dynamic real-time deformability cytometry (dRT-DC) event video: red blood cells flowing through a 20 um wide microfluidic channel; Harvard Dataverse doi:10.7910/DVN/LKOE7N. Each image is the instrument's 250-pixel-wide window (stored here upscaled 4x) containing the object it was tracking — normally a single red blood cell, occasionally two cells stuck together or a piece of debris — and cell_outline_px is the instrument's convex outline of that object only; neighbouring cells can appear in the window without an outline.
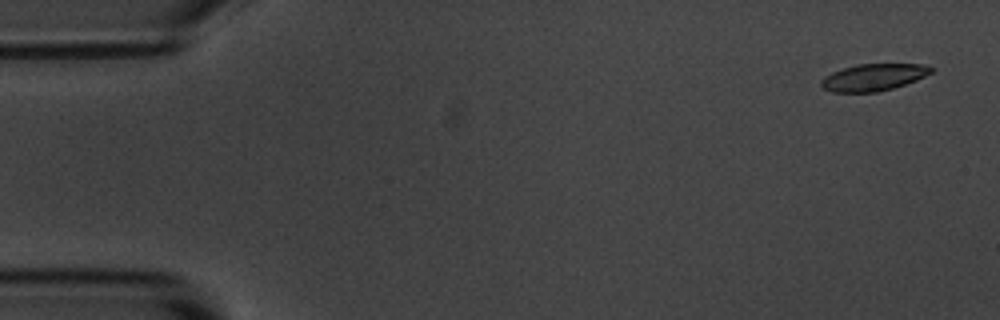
{"species": "common noctule bat (a hibernating species)", "species_latin": "Nyctalus noctula", "temperature_condition": "room temperature", "stored_images_in_passage": 7, "camera_frame_rate_fps": 3000, "um_per_image_px": 0.085, "animal": {"sex": "male", "body_mass_g": 20.1, "forearm_length_mm": 53.5}, "frame": {"image": 1, "passage_image": 1, "time_ms": 0.0, "image_size_px": [1000, 320], "cell_outline_px": [[932, 72], [916, 80], [892, 88], [876, 92], [832, 92], [824, 88], [820, 84], [820, 80], [824, 76], [832, 72], [856, 64], [928, 64], [932, 68]], "centroid_in_image_um": [74.23, 6.56], "position_along_channel_um": 10.8, "area_um2": 17.17}}
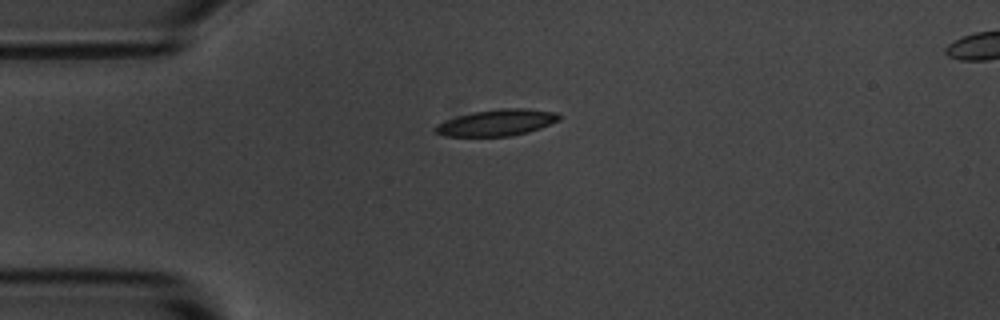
{"frame": {"image": 2, "passage_image": 4, "time_ms": 3.667, "image_size_px": [1000, 320], "cell_outline_px": [[560, 120], [540, 128], [528, 132], [508, 136], [444, 136], [432, 132], [432, 128], [436, 124], [460, 116], [476, 112], [500, 108], [528, 108], [556, 112], [560, 116]], "centroid_in_image_um": [42.23, 10.43], "position_along_channel_um": 42.8, "area_um2": 18.96}}
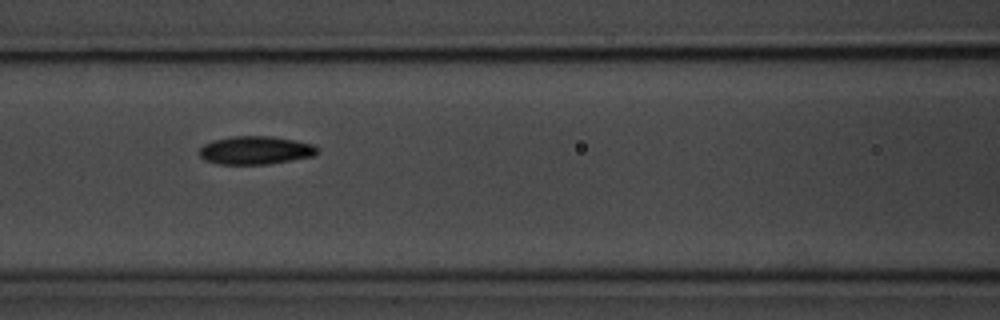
{"frame": {"image": 3, "passage_image": 7, "time_ms": 7.0, "image_size_px": [1000, 320], "cell_outline_px": [[320, 152], [312, 156], [268, 164], [220, 164], [204, 160], [200, 156], [200, 148], [204, 144], [212, 140], [232, 136], [272, 136], [296, 140], [316, 144], [320, 148]], "centroid_in_image_um": [21.76, 12.76], "position_along_channel_um": 144.8, "area_um2": 19.59}}